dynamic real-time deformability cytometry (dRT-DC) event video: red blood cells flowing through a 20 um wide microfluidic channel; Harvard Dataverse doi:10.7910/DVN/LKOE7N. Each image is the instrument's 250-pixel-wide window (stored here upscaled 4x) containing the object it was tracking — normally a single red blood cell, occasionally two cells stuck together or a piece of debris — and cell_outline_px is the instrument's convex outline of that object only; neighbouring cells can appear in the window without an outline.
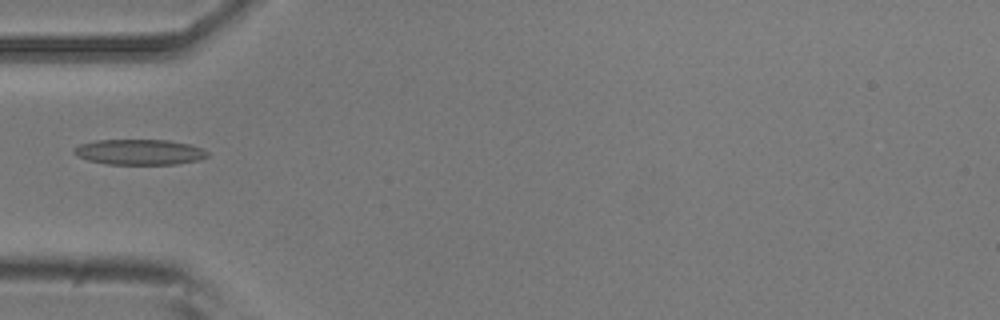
{"species": "common noctule bat (a hibernating species)", "species_latin": "Nyctalus noctula", "temperature_condition": "room temperature", "stored_images_in_passage": 4, "camera_frame_rate_fps": 3000, "um_per_image_px": 0.085, "animal": {"sex": "male", "body_mass_g": 20.5, "forearm_length_mm": 52.5}, "frame": {"image": 1, "passage_image": 2, "time_ms": 0.333, "image_size_px": [1000, 320], "cell_outline_px": [[208, 156], [200, 160], [176, 164], [108, 164], [88, 160], [76, 156], [72, 152], [72, 148], [80, 144], [96, 140], [168, 140], [188, 144], [204, 148], [208, 152]], "centroid_in_image_um": [11.84, 12.92], "position_along_channel_um": 73.2, "area_um2": 19.94}}
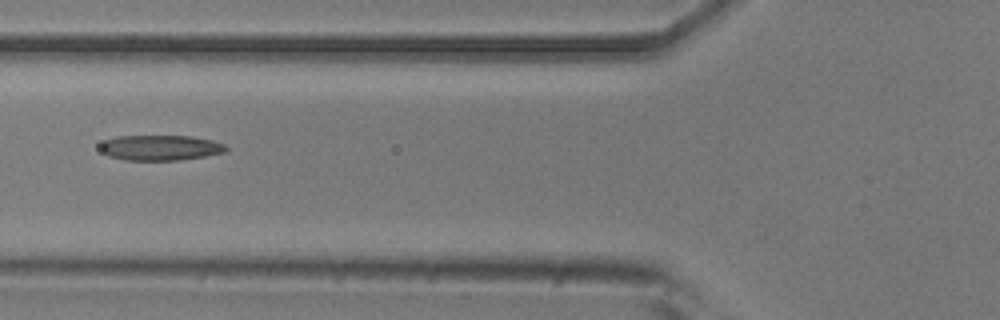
{"frame": {"image": 2, "passage_image": 3, "time_ms": 0.667, "image_size_px": [1000, 320], "cell_outline_px": [[228, 148], [224, 152], [204, 156], [180, 160], [124, 160], [108, 156], [100, 148], [100, 144], [104, 140], [116, 136], [192, 136], [212, 140], [224, 144]], "centroid_in_image_um": [13.61, 12.55], "position_along_channel_um": 112.2, "area_um2": 18.55}}
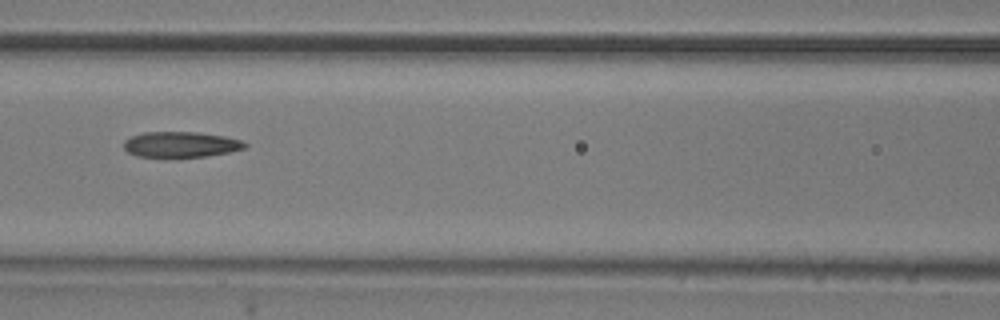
{"frame": {"image": 3, "passage_image": 4, "time_ms": 1.0, "image_size_px": [1000, 320], "cell_outline_px": [[248, 144], [244, 148], [228, 152], [208, 156], [136, 156], [128, 152], [124, 148], [124, 140], [132, 136], [144, 132], [200, 132], [224, 136], [244, 140]], "centroid_in_image_um": [15.4, 12.26], "position_along_channel_um": 151.2, "area_um2": 17.92}}